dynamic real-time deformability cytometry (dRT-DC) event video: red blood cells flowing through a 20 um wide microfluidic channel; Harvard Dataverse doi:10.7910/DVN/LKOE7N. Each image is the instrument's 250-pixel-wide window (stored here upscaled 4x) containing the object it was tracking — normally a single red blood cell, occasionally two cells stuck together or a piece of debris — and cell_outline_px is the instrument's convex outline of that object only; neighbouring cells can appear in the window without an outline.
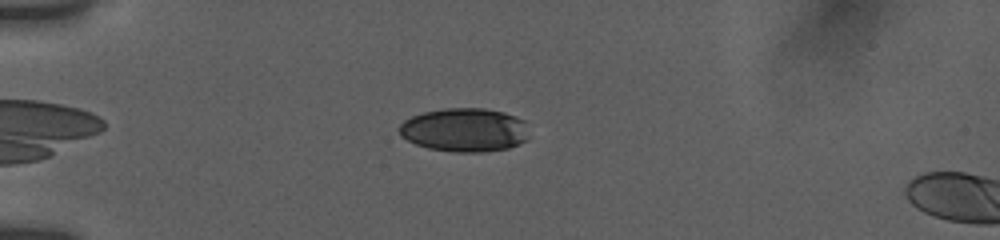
{"species": "human", "species_latin": "Homo sapiens", "temperature_condition": "room temperature", "stored_images_in_passage": 8, "camera_frame_rate_fps": 3000, "um_per_image_px": 0.085, "donor": {"sex": "female"}, "frame": {"image": 1, "passage_image": 4, "time_ms": 1.0, "image_size_px": [1000, 240], "cell_outline_px": [[528, 140], [520, 144], [508, 148], [484, 152], [452, 152], [428, 148], [416, 144], [400, 136], [396, 128], [404, 120], [412, 116], [424, 112], [444, 108], [484, 108], [504, 112], [516, 116], [524, 120]], "centroid_in_image_um": [39.47, 11.04], "position_along_channel_um": 45.5, "area_um2": 33.35}}